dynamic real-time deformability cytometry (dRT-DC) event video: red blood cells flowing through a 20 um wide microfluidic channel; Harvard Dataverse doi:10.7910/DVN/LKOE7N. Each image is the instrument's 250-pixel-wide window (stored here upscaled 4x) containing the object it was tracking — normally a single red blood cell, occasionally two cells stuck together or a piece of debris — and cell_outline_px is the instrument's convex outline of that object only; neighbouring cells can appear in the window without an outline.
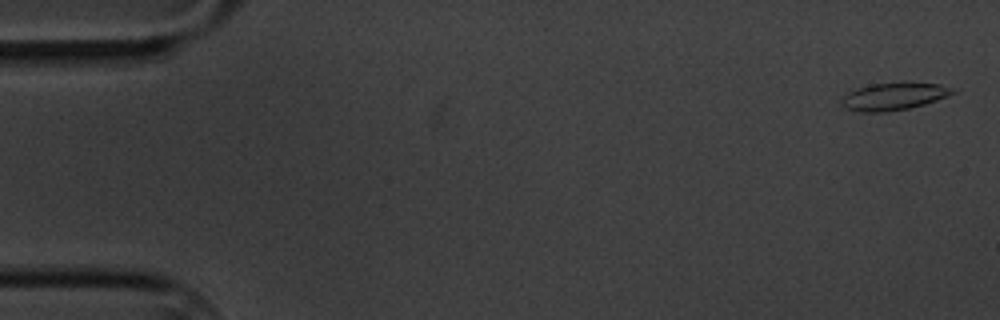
{"species": "common noctule bat (a hibernating species)", "species_latin": "Nyctalus noctula", "temperature_condition": "cold", "stored_images_in_passage": 9, "camera_frame_rate_fps": 3000, "um_per_image_px": 0.085, "animal": {"sex": "male", "body_mass_g": 20.1, "forearm_length_mm": 53.5}, "frame": {"image": 1, "passage_image": 1, "time_ms": 0.0, "image_size_px": [1000, 320], "cell_outline_px": [[956, 92], [948, 96], [924, 104], [908, 108], [884, 112], [860, 112], [848, 108], [840, 104], [840, 100], [848, 92], [856, 88], [872, 84], [904, 80], [940, 84]], "centroid_in_image_um": [75.95, 8.16], "position_along_channel_um": 9.0, "area_um2": 18.03}}
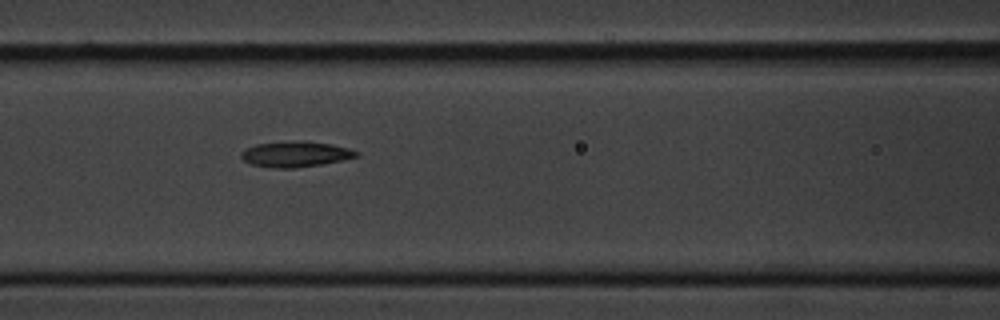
{"frame": {"image": 2, "passage_image": 7, "time_ms": 7.667, "image_size_px": [1000, 320], "cell_outline_px": [[360, 156], [344, 160], [296, 168], [276, 168], [252, 164], [244, 160], [240, 156], [240, 152], [256, 144], [304, 140], [332, 144], [348, 148], [356, 152]], "centroid_in_image_um": [25.14, 13.1], "position_along_channel_um": 141.5, "area_um2": 17.05}}
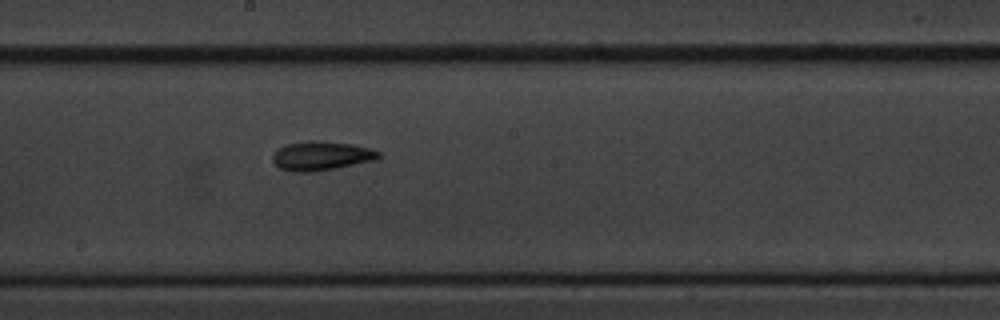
{"frame": {"image": 3, "passage_image": 9, "time_ms": 10.0, "image_size_px": [1000, 320], "cell_outline_px": [[380, 156], [376, 160], [316, 172], [292, 172], [280, 168], [272, 160], [272, 156], [280, 148], [288, 144], [308, 140], [316, 140], [352, 144], [372, 148], [380, 152]], "centroid_in_image_um": [27.34, 13.25], "position_along_channel_um": 220.9, "area_um2": 18.03}}